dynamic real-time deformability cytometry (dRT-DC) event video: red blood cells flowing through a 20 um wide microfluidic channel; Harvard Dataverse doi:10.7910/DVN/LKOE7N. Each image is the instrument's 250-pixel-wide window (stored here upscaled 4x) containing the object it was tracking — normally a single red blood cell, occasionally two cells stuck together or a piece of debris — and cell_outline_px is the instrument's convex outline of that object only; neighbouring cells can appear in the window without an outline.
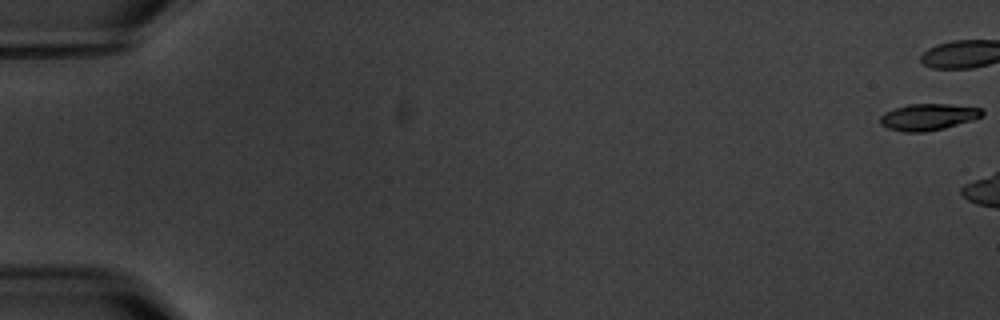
{"species": "common noctule bat (a hibernating species)", "species_latin": "Nyctalus noctula", "temperature_condition": "warm", "stored_images_in_passage": 3, "camera_frame_rate_fps": 3000, "um_per_image_px": 0.085, "animal": {"sex": "male", "body_mass_g": 20.1, "forearm_length_mm": 53.5}, "frame": {"image": 1, "passage_image": 1, "time_ms": 0.0, "image_size_px": [1000, 320], "cell_outline_px": [[984, 112], [980, 116], [944, 128], [924, 132], [908, 132], [888, 128], [880, 124], [880, 116], [884, 112], [908, 104], [948, 104], [980, 108]], "centroid_in_image_um": [78.83, 9.93], "position_along_channel_um": 6.2, "area_um2": 15.37}}